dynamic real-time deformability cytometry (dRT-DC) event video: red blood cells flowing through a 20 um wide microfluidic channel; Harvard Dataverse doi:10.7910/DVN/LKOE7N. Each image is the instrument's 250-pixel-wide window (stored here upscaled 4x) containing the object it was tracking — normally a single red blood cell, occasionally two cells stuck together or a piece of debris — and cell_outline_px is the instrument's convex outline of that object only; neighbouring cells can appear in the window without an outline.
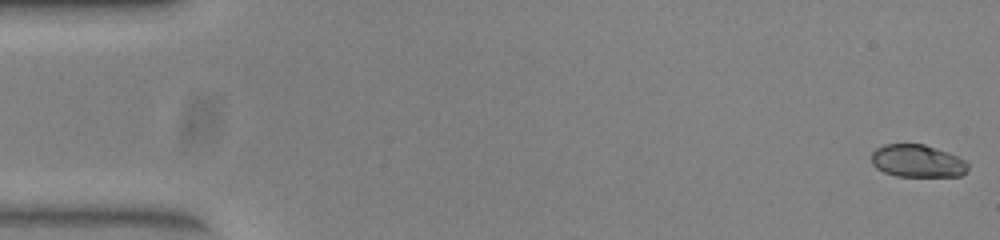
{"species": "common noctule bat (a hibernating species)", "species_latin": "Nyctalus noctula", "temperature_condition": "warm", "stored_images_in_passage": 52, "camera_frame_rate_fps": 3000, "um_per_image_px": 0.085, "animal": {"sex": "female", "body_mass_g": 23.0, "forearm_length_mm": 53.4}, "frame": {"image": 1, "passage_image": 1, "time_ms": 0.0, "image_size_px": [1000, 240], "cell_outline_px": [[968, 168], [960, 176], [896, 176], [884, 172], [876, 168], [872, 164], [872, 152], [876, 148], [884, 144], [924, 144], [948, 152], [964, 160], [968, 164]], "centroid_in_image_um": [77.95, 13.68], "position_along_channel_um": 7.1, "area_um2": 18.26}}
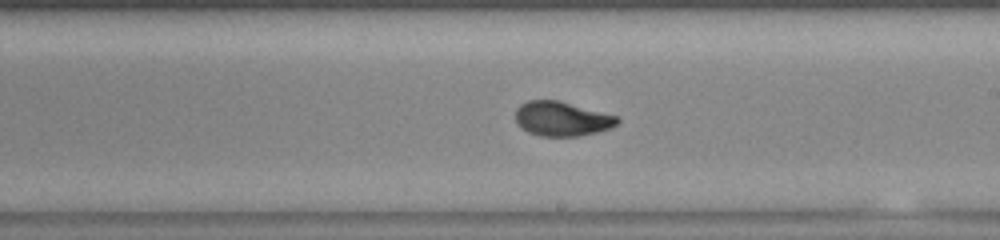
{"frame": {"image": 2, "passage_image": 30, "time_ms": 9.667, "image_size_px": [1000, 240], "cell_outline_px": [[620, 120], [612, 128], [580, 136], [540, 136], [528, 132], [520, 128], [516, 124], [516, 108], [520, 104], [528, 100], [556, 100], [616, 116]], "centroid_in_image_um": [47.71, 10.11], "position_along_channel_um": 241.3, "area_um2": 20.35}}
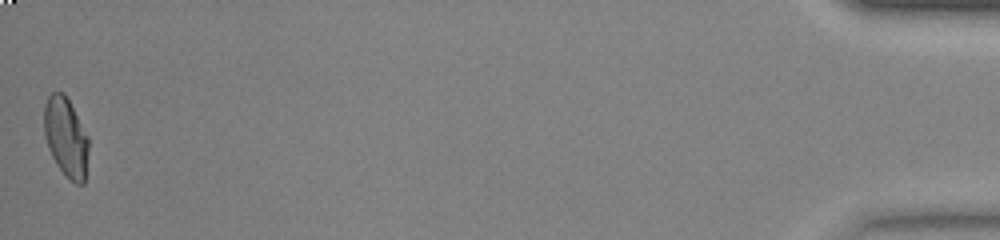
{"frame": {"image": 3, "passage_image": 52, "time_ms": 17.0, "image_size_px": [1000, 240], "cell_outline_px": [[88, 152], [84, 184], [76, 184], [56, 164], [48, 148], [44, 136], [44, 104], [48, 96], [52, 92], [64, 92], [88, 136]], "centroid_in_image_um": [5.59, 11.64], "position_along_channel_um": 429.6, "area_um2": 20.4}, "authors_computed_cell_mechanics": {"area_um2": 20.3456, "velocity_mm_per_s": 3.9378, "shape_relaxation_time_tau1_ms": 4.7378, "shape_relaxation_time_tau2_ms": null, "deformation_change_tau1": 0.1987, "deformation_change_tau2": null}}